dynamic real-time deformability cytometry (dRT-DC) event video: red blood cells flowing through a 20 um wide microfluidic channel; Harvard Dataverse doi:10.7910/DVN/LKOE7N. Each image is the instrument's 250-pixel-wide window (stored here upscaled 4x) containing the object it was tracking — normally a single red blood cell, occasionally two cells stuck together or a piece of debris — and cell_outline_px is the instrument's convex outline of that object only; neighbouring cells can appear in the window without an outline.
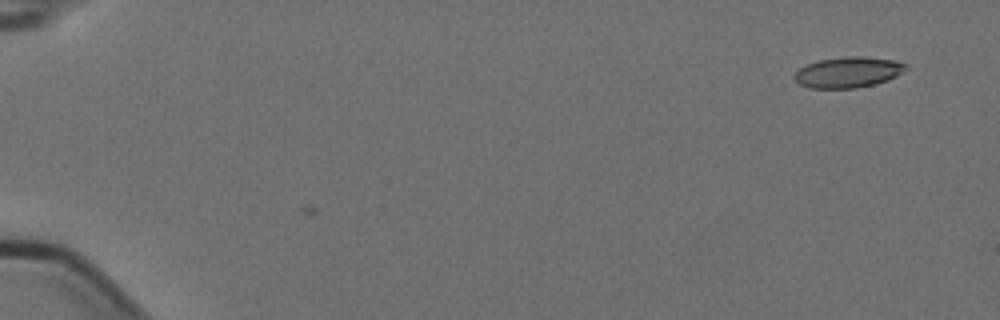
{"species": "Egyptian fruit bat (a non-hibernating species)", "species_latin": "Rousettus aegyptiacus", "temperature_condition": "cold", "stored_images_in_passage": 14, "camera_frame_rate_fps": 3000, "um_per_image_px": 0.085, "animal": {"sex": "female"}, "frame": {"image": 1, "passage_image": 1, "time_ms": 0.0, "image_size_px": [1000, 320], "cell_outline_px": [[908, 68], [896, 76], [888, 80], [856, 88], [808, 88], [800, 84], [792, 76], [800, 68], [808, 64], [820, 60], [844, 56], [860, 56], [896, 60], [908, 64]], "centroid_in_image_um": [72.11, 6.13], "position_along_channel_um": 12.9, "area_um2": 19.94}}
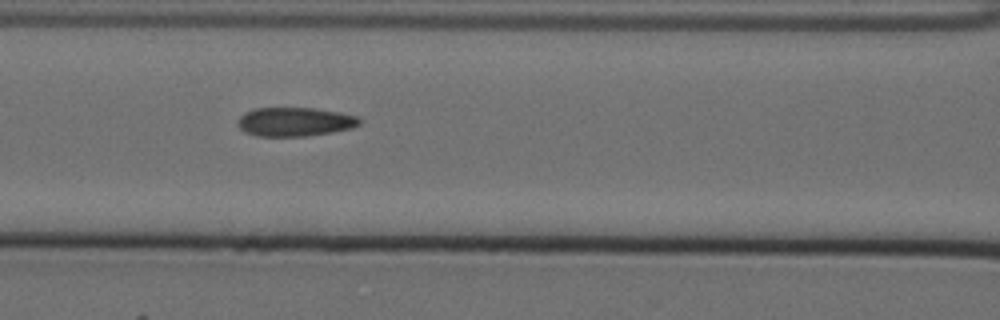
{"frame": {"image": 2, "passage_image": 7, "time_ms": 2.0, "image_size_px": [1000, 320], "cell_outline_px": [[364, 120], [360, 124], [352, 128], [332, 132], [308, 136], [256, 136], [244, 132], [236, 124], [240, 116], [244, 112], [256, 108], [312, 108], [340, 112], [360, 116]], "centroid_in_image_um": [25.09, 10.35], "position_along_channel_um": 141.5, "area_um2": 20.81}}
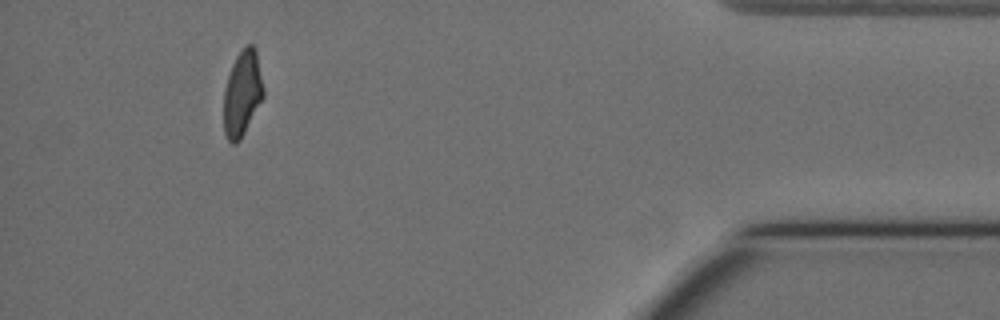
{"frame": {"image": 3, "passage_image": 14, "time_ms": 4.333, "image_size_px": [1000, 320], "cell_outline_px": [[264, 96], [240, 140], [236, 144], [232, 144], [228, 140], [224, 132], [224, 88], [232, 64], [236, 56], [248, 44], [252, 44], [256, 48], [264, 88]], "centroid_in_image_um": [20.6, 7.94], "position_along_channel_um": 414.6, "area_um2": 19.77}}